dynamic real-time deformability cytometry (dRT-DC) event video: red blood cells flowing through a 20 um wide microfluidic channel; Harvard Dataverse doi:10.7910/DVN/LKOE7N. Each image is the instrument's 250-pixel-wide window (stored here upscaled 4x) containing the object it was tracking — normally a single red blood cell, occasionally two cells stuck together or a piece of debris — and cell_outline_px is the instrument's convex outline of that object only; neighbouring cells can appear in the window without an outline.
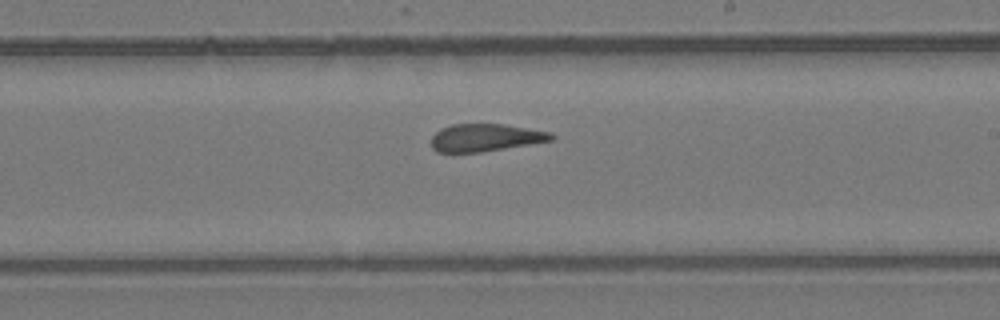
{"species": "common noctule bat (a hibernating species)", "species_latin": "Nyctalus noctula", "temperature_condition": "room temperature", "stored_images_in_passage": 11, "segment_of_instrument_passage": [2, 2], "camera_frame_rate_fps": 3000, "um_per_image_px": 0.085, "animal": {"sex": "female", "body_mass_g": 24.6, "forearm_length_mm": 56.2}, "frame": {"image": 1, "passage_image": 11, "time_ms": 12.333, "image_size_px": [1000, 320], "cell_outline_px": [[556, 136], [552, 140], [480, 152], [436, 152], [432, 148], [432, 136], [440, 128], [452, 124], [504, 124], [552, 132]], "centroid_in_image_um": [41.25, 11.69], "position_along_channel_um": 247.7, "area_um2": 19.19}}